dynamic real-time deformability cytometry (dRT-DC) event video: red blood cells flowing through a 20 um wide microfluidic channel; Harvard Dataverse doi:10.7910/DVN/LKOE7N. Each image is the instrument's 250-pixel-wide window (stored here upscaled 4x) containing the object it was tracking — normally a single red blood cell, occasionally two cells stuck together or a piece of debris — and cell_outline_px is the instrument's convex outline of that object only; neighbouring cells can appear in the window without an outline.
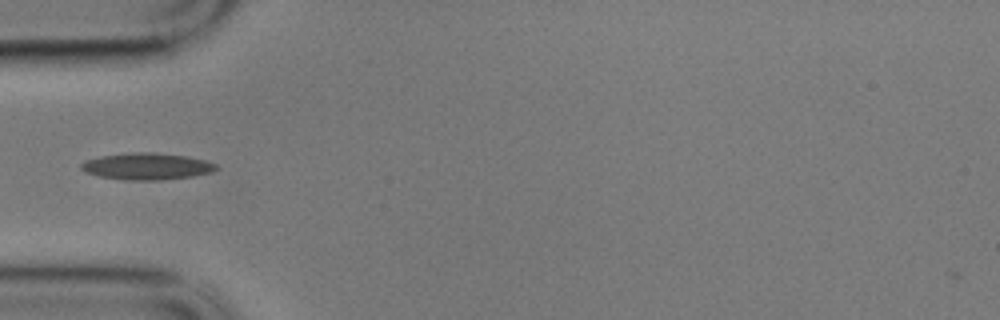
{"species": "common noctule bat (a hibernating species)", "species_latin": "Nyctalus noctula", "temperature_condition": "cold", "stored_images_in_passage": 41, "camera_frame_rate_fps": 3000, "um_per_image_px": 0.085, "animal": {"sex": "male", "body_mass_g": 17.9}, "frame": {"image": 1, "passage_image": 1, "time_ms": 0.0, "image_size_px": [1000, 320], "cell_outline_px": [[220, 168], [212, 172], [192, 176], [160, 180], [124, 180], [100, 176], [84, 172], [80, 168], [80, 164], [84, 160], [100, 156], [136, 152], [152, 152], [184, 156], [204, 160], [216, 164]], "centroid_in_image_um": [12.45, 14.14], "position_along_channel_um": 72.5, "area_um2": 20.98}}
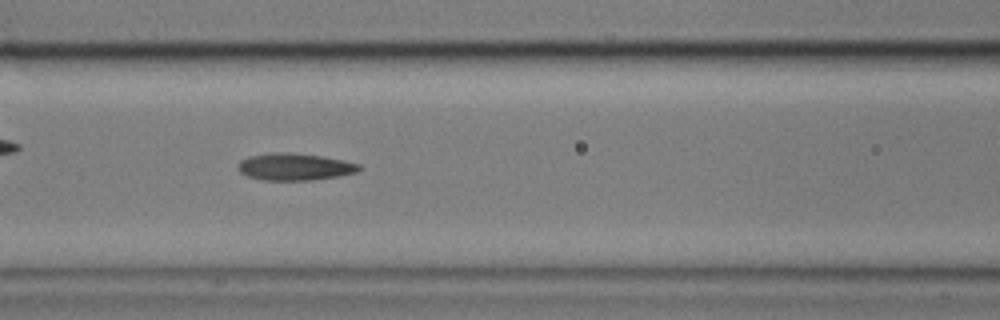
{"frame": {"image": 2, "passage_image": 7, "time_ms": 2.0, "image_size_px": [1000, 320], "cell_outline_px": [[360, 168], [356, 172], [336, 176], [312, 180], [264, 180], [248, 176], [240, 172], [236, 168], [240, 160], [248, 156], [276, 152], [288, 152], [324, 156], [344, 160], [360, 164]], "centroid_in_image_um": [25.02, 14.16], "position_along_channel_um": 141.6, "area_um2": 19.07}}
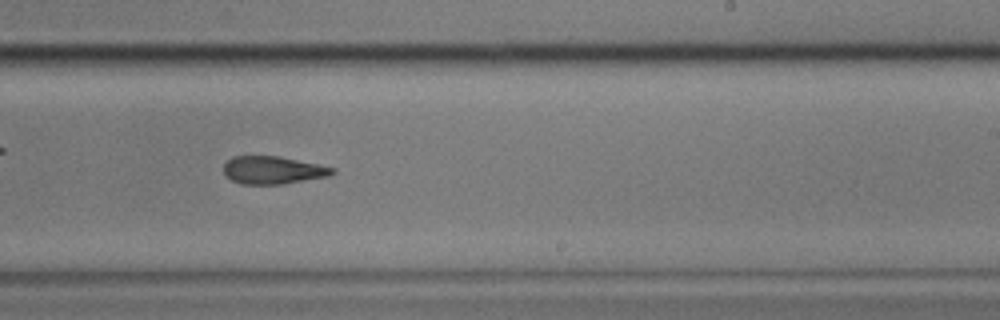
{"frame": {"image": 3, "passage_image": 18, "time_ms": 5.667, "image_size_px": [1000, 320], "cell_outline_px": [[336, 172], [328, 176], [284, 184], [240, 184], [224, 176], [224, 164], [232, 156], [280, 156], [320, 164], [336, 168]], "centroid_in_image_um": [23.21, 14.46], "position_along_channel_um": 265.8, "area_um2": 17.8}}